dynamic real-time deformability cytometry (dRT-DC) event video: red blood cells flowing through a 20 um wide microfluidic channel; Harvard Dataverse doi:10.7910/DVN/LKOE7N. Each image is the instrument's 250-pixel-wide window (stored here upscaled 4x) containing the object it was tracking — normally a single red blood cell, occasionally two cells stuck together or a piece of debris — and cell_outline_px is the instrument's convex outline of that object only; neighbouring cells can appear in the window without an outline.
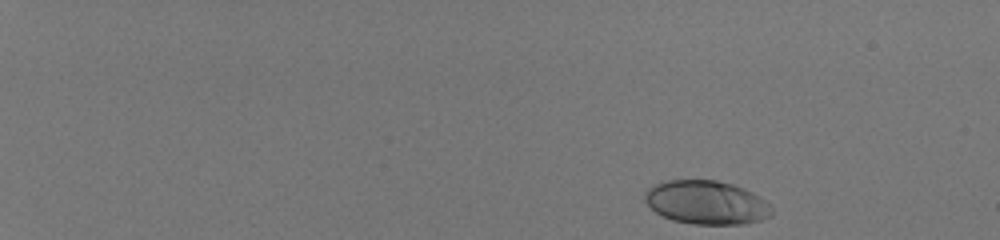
{"species": "human", "species_latin": "Homo sapiens", "temperature_condition": "room temperature", "stored_images_in_passage": 48, "camera_frame_rate_fps": 3000, "um_per_image_px": 0.085, "donor": {"sex": "male"}, "frame": {"image": 1, "passage_image": 1, "time_ms": 0.0, "image_size_px": [1000, 240], "cell_outline_px": [[772, 216], [760, 220], [744, 224], [692, 224], [672, 220], [656, 212], [644, 200], [644, 192], [648, 188], [656, 184], [668, 180], [716, 180], [732, 184], [744, 188], [752, 192], [764, 200], [772, 208]], "centroid_in_image_um": [60.05, 17.21], "position_along_channel_um": 25.0, "area_um2": 32.25}}
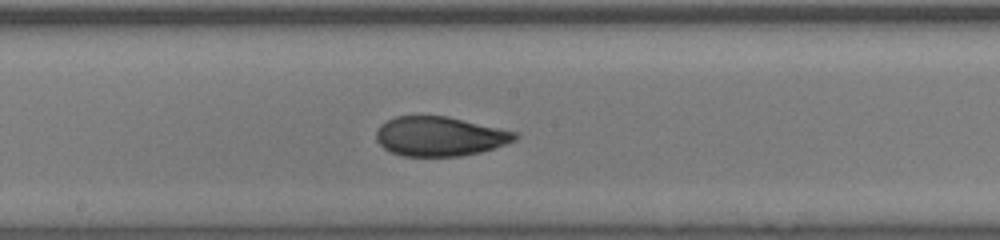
{"frame": {"image": 2, "passage_image": 28, "time_ms": 9.0, "image_size_px": [1000, 240], "cell_outline_px": [[520, 136], [516, 140], [480, 152], [460, 156], [404, 156], [392, 152], [384, 148], [376, 140], [376, 132], [380, 124], [396, 116], [448, 116], [516, 132]], "centroid_in_image_um": [37.36, 11.58], "position_along_channel_um": 210.8, "area_um2": 31.73}}
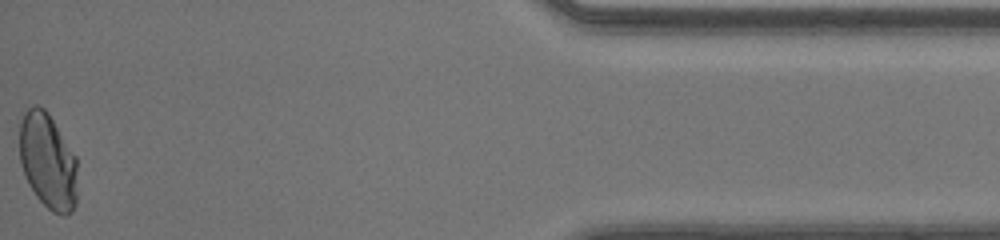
{"frame": {"image": 3, "passage_image": 48, "time_ms": 15.667, "image_size_px": [1000, 240], "cell_outline_px": [[76, 204], [72, 212], [64, 216], [52, 212], [36, 196], [28, 184], [24, 176], [20, 164], [20, 112], [32, 104], [36, 104], [44, 108], [48, 112], [76, 156]], "centroid_in_image_um": [4.04, 13.66], "position_along_channel_um": 431.2, "area_um2": 32.83}, "authors_computed_cell_mechanics": {"area_um2": 32.1368, "velocity_mm_per_s": 4.131, "shape_relaxation_time_tau1_ms": 5.5717, "shape_relaxation_time_tau2_ms": null, "deformation_change_tau1": 0.1927, "deformation_change_tau2": null}}